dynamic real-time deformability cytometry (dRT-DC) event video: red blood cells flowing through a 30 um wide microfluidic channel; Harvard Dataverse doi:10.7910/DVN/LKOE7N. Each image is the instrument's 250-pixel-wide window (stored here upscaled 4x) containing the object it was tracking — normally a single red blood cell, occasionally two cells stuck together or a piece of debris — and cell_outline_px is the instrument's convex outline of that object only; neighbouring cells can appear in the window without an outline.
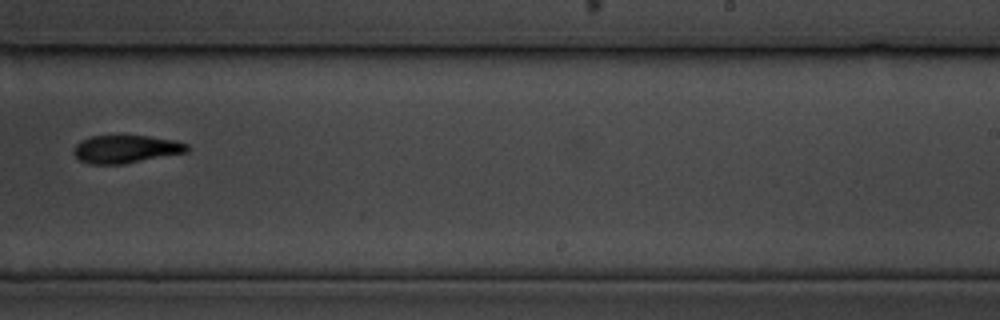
{"species": "common noctule bat (a hibernating species)", "species_latin": "Nyctalus noctula", "temperature_condition": "cold", "stored_images_in_passage": 17, "camera_frame_rate_fps": 3000, "um_per_image_px": 0.085, "animal": {"sex": "male", "body_mass_g": 19.5, "forearm_length_mm": 54.6}, "frame": {"image": 1, "passage_image": 12, "time_ms": 13.667, "image_size_px": [1000, 320], "cell_outline_px": [[188, 152], [124, 164], [88, 164], [80, 160], [72, 152], [76, 144], [80, 140], [92, 136], [148, 136], [176, 140], [188, 144]], "centroid_in_image_um": [10.7, 12.68], "position_along_channel_um": 278.3, "area_um2": 18.5}}
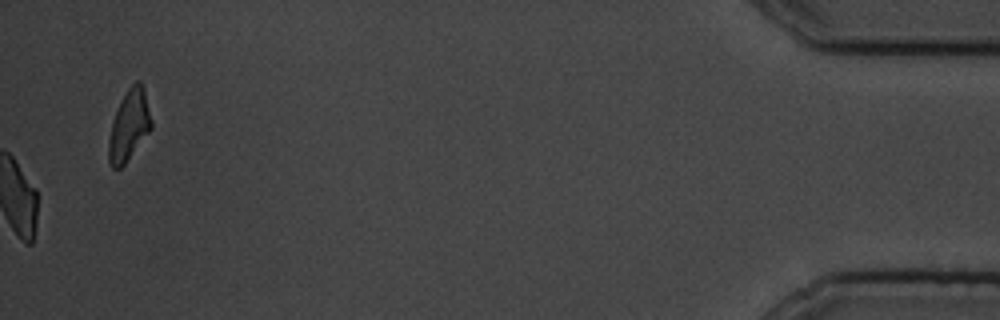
{"frame": {"image": 2, "passage_image": 17, "time_ms": 20.333, "image_size_px": [1000, 320], "cell_outline_px": [[152, 128], [124, 164], [120, 168], [112, 168], [108, 160], [108, 140], [112, 124], [120, 100], [128, 88], [136, 80], [140, 80], [144, 88], [152, 120]], "centroid_in_image_um": [10.98, 10.64], "position_along_channel_um": 424.2, "area_um2": 17.46}, "authors_computed_cell_mechanics": {"area_um2": 22.542, "velocity_mm_per_s": 3.3667, "shape_relaxation_time_tau1_ms": 1.1992, "shape_relaxation_time_tau2_ms": 11.16, "deformation_change_tau1": 0.0678, "deformation_change_tau2": 0.1418}}